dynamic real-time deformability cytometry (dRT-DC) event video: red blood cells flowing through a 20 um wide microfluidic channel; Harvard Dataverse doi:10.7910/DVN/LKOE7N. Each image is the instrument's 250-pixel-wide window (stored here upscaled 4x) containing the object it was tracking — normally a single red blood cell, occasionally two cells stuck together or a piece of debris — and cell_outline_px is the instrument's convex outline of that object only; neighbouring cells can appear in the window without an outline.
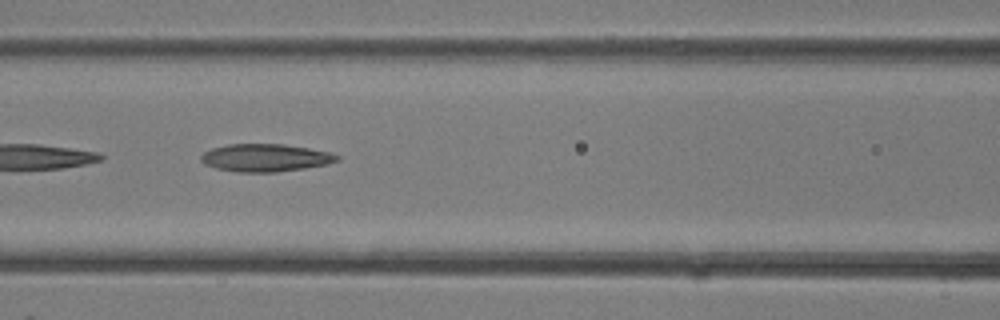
{"species": "common noctule bat (a hibernating species)", "species_latin": "Nyctalus noctula", "temperature_condition": "room temperature", "stored_images_in_passage": 32, "camera_frame_rate_fps": 3000, "um_per_image_px": 0.085, "animal": {"sex": "female"}, "frame": {"image": 1, "passage_image": 14, "time_ms": 4.333, "image_size_px": [1000, 320], "cell_outline_px": [[340, 160], [328, 164], [304, 168], [276, 172], [236, 172], [216, 168], [204, 164], [200, 160], [200, 156], [204, 152], [212, 148], [228, 144], [284, 144], [308, 148], [328, 152], [340, 156]], "centroid_in_image_um": [22.54, 13.41], "position_along_channel_um": 144.1, "area_um2": 21.96}}